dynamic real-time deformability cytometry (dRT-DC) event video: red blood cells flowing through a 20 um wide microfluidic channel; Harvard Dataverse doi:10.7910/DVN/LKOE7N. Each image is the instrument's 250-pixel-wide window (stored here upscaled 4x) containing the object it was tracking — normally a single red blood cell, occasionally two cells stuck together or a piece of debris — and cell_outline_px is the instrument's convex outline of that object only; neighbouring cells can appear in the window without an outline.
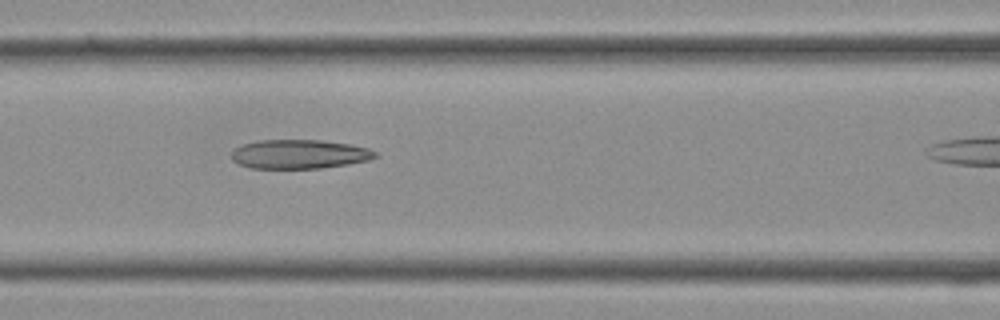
{"species": "Egyptian fruit bat (a non-hibernating species)", "species_latin": "Rousettus aegyptiacus", "temperature_condition": "cold", "stored_images_in_passage": 13, "camera_frame_rate_fps": 3000, "um_per_image_px": 0.085, "frame": {"image": 1, "passage_image": 10, "time_ms": 3.0, "image_size_px": [1000, 320], "cell_outline_px": [[380, 156], [368, 160], [348, 164], [320, 168], [252, 168], [240, 164], [232, 160], [232, 152], [236, 148], [244, 144], [256, 140], [320, 140], [352, 144], [368, 148], [376, 152]], "centroid_in_image_um": [25.48, 13.1], "position_along_channel_um": 141.1, "area_um2": 24.33}}